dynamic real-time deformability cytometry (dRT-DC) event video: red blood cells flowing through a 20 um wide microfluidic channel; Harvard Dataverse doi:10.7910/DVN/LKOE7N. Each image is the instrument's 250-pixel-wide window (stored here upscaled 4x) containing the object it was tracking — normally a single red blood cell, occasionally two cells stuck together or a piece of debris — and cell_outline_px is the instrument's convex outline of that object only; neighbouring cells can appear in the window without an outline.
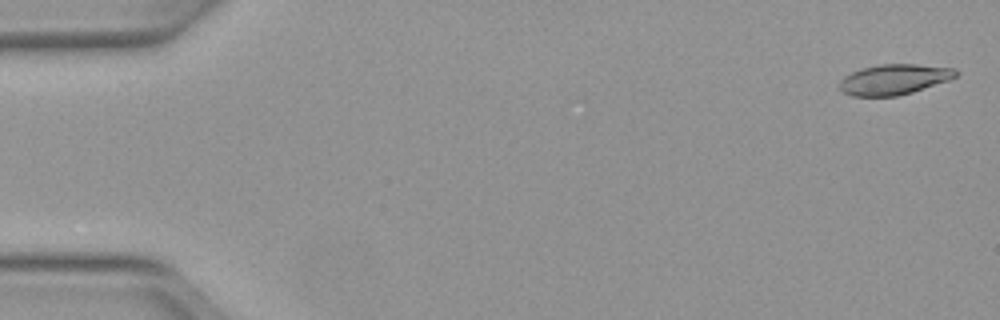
{"species": "Egyptian fruit bat (a non-hibernating species)", "species_latin": "Rousettus aegyptiacus", "temperature_condition": "warm", "stored_images_in_passage": 15, "camera_frame_rate_fps": 3000, "um_per_image_px": 0.085, "animal": {"sex": "female"}, "frame": {"image": 1, "passage_image": 2, "time_ms": 0.333, "image_size_px": [1000, 320], "cell_outline_px": [[960, 72], [956, 76], [948, 80], [912, 92], [896, 96], [852, 96], [844, 92], [840, 88], [840, 80], [844, 76], [860, 68], [880, 64], [916, 64], [956, 68]], "centroid_in_image_um": [76.0, 6.74], "position_along_channel_um": 9.0, "area_um2": 20.58}}
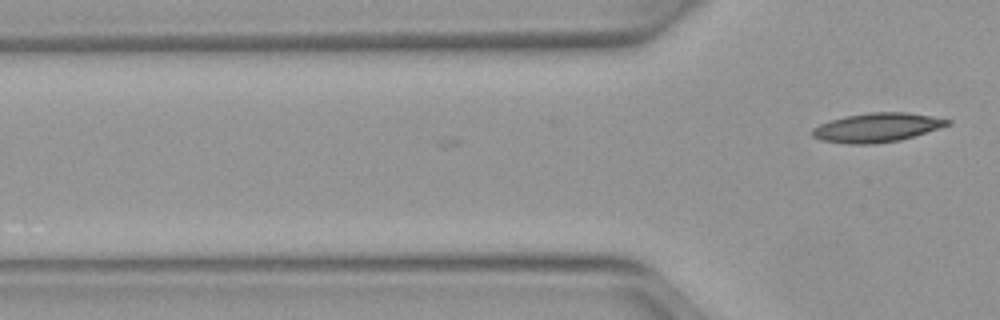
{"frame": {"image": 2, "passage_image": 15, "time_ms": 4.667, "image_size_px": [1000, 320], "cell_outline_px": [[952, 124], [940, 128], [900, 140], [872, 144], [848, 144], [820, 140], [812, 136], [812, 128], [820, 124], [844, 116], [868, 112], [908, 112], [932, 116], [952, 120]], "centroid_in_image_um": [74.56, 10.83], "position_along_channel_um": 51.2, "area_um2": 23.0}}